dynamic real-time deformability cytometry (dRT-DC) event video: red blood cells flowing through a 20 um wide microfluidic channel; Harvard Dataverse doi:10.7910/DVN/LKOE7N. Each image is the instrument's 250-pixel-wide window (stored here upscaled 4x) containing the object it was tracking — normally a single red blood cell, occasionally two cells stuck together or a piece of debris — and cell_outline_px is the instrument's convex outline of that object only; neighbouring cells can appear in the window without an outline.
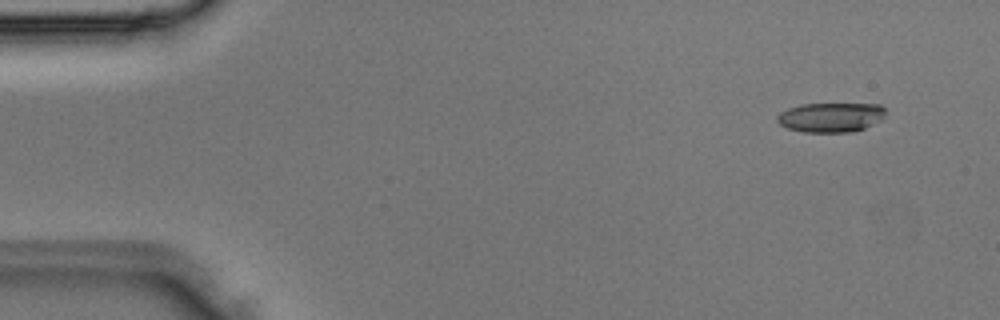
{"species": "Egyptian fruit bat (a non-hibernating species)", "species_latin": "Rousettus aegyptiacus", "temperature_condition": "room temperature", "stored_images_in_passage": 4, "camera_frame_rate_fps": 3000, "um_per_image_px": 0.085, "animal": {"sex": "male"}, "frame": {"image": 1, "passage_image": 1, "time_ms": 0.0, "image_size_px": [1000, 320], "cell_outline_px": [[884, 116], [880, 120], [864, 128], [852, 132], [800, 132], [788, 128], [780, 124], [776, 120], [776, 116], [780, 112], [788, 108], [800, 104], [880, 104], [884, 108]], "centroid_in_image_um": [70.58, 9.97], "position_along_channel_um": 14.4, "area_um2": 18.67}}